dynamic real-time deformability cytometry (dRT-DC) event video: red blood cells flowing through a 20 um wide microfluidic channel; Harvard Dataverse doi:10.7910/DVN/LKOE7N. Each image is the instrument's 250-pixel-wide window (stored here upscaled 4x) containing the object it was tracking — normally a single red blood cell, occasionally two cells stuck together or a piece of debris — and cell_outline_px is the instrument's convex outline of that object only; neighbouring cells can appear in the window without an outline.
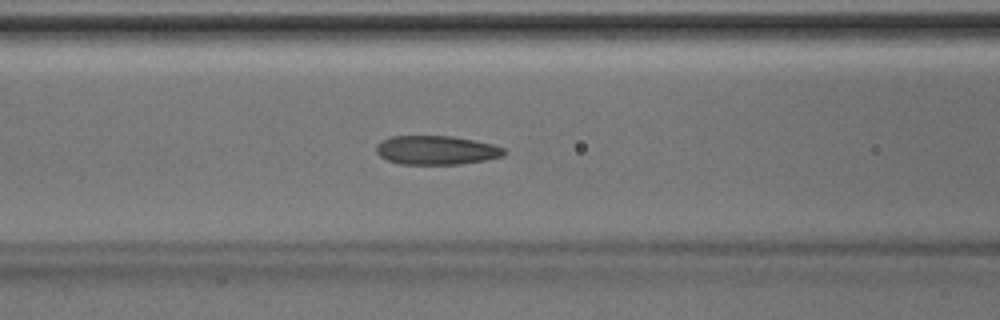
{"species": "Egyptian fruit bat (a non-hibernating species)", "species_latin": "Rousettus aegyptiacus", "temperature_condition": "room temperature", "stored_images_in_passage": 46, "camera_frame_rate_fps": 3000, "um_per_image_px": 0.085, "animal": {"sex": "male"}, "frame": {"image": 1, "passage_image": 18, "time_ms": 5.667, "image_size_px": [1000, 320], "cell_outline_px": [[508, 152], [504, 156], [484, 160], [460, 164], [400, 164], [388, 160], [380, 156], [376, 152], [376, 144], [380, 140], [392, 136], [452, 136], [492, 144], [504, 148]], "centroid_in_image_um": [37.08, 12.76], "position_along_channel_um": 129.5, "area_um2": 21.62}}
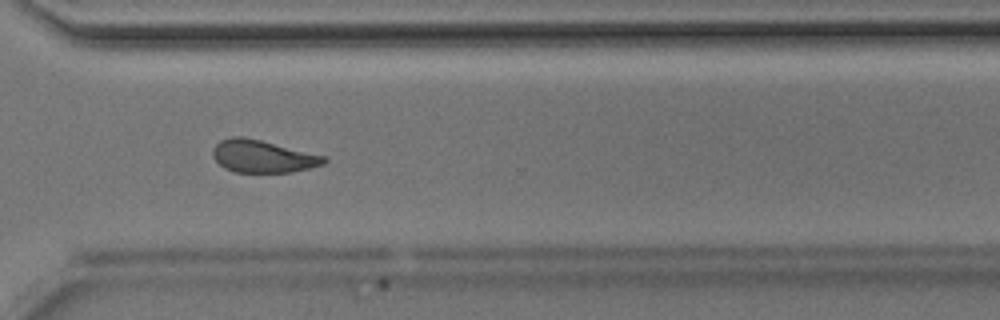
{"frame": {"image": 2, "passage_image": 33, "time_ms": 10.667, "image_size_px": [1000, 320], "cell_outline_px": [[328, 160], [324, 164], [312, 168], [292, 172], [236, 172], [224, 168], [212, 156], [212, 148], [220, 140], [232, 136], [244, 136], [328, 156]], "centroid_in_image_um": [22.36, 13.28], "position_along_channel_um": 348.2, "area_um2": 21.33}}
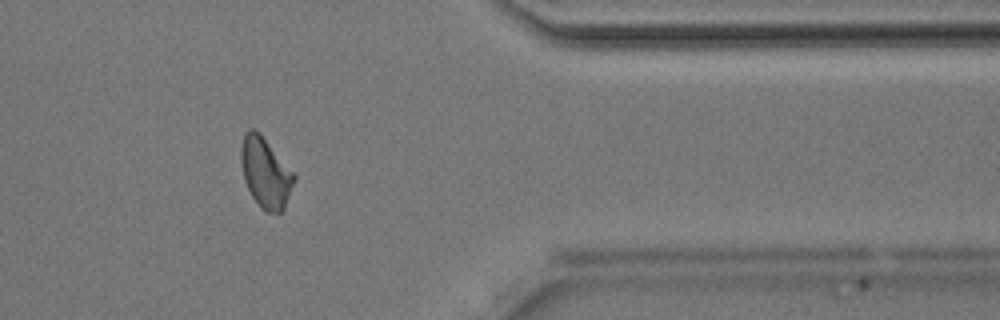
{"frame": {"image": 3, "passage_image": 37, "time_ms": 12.0, "image_size_px": [1000, 320], "cell_outline_px": [[296, 180], [284, 208], [280, 212], [264, 212], [260, 208], [252, 196], [244, 180], [240, 160], [240, 148], [244, 132], [248, 128], [252, 128], [260, 132], [296, 176]], "centroid_in_image_um": [22.55, 14.66], "position_along_channel_um": 388.9, "area_um2": 21.85}}